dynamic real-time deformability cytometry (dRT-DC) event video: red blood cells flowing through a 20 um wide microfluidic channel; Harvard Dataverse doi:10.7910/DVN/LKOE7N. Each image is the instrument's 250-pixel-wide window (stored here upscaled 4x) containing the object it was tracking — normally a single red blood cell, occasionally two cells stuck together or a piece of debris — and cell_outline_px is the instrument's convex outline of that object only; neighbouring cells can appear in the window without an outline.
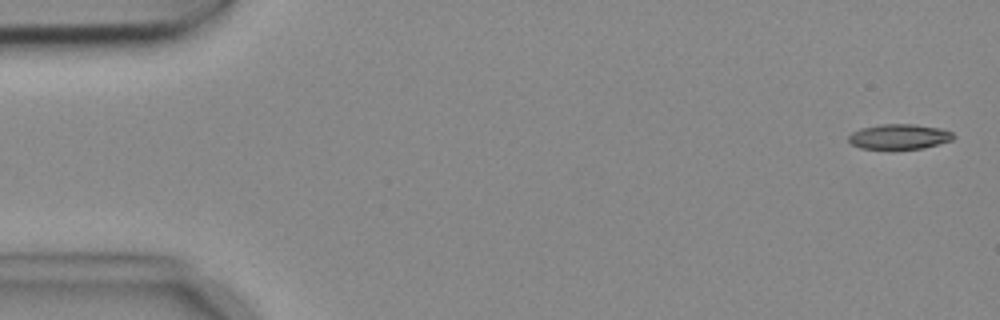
{"species": "common noctule bat (a hibernating species)", "species_latin": "Nyctalus noctula", "temperature_condition": "cold", "stored_images_in_passage": 4, "camera_frame_rate_fps": 3000, "um_per_image_px": 0.085, "animal": {"sex": "female", "body_mass_g": 18.4}, "frame": {"image": 1, "passage_image": 1, "time_ms": 0.0, "image_size_px": [1000, 320], "cell_outline_px": [[956, 136], [952, 140], [924, 148], [892, 152], [860, 148], [852, 144], [848, 140], [848, 136], [852, 132], [860, 128], [880, 124], [916, 124], [940, 128], [952, 132]], "centroid_in_image_um": [76.41, 11.66], "position_along_channel_um": 8.6, "area_um2": 16.18}}